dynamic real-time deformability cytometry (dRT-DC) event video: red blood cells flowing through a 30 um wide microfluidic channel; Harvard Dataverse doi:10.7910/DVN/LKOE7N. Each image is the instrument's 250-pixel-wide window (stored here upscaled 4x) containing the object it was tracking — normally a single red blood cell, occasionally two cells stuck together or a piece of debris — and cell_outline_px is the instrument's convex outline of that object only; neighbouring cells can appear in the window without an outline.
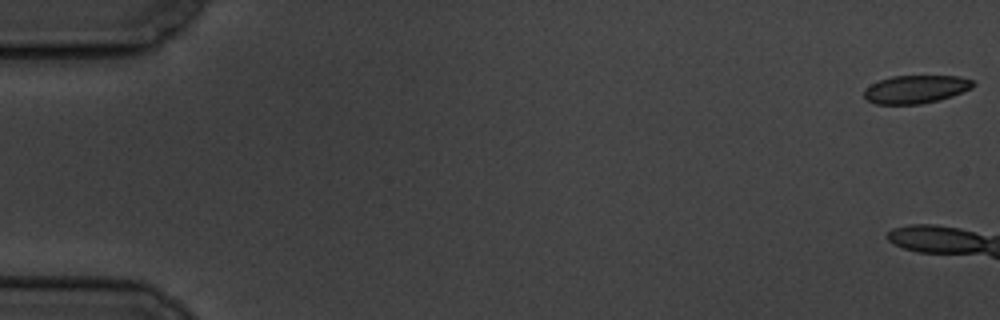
{"species": "common noctule bat (a hibernating species)", "species_latin": "Nyctalus noctula", "temperature_condition": "cold", "stored_images_in_passage": 7, "camera_frame_rate_fps": 3000, "um_per_image_px": 0.085, "animal": {"sex": "male", "body_mass_g": 19.5, "forearm_length_mm": 54.6}, "frame": {"image": 1, "passage_image": 1, "time_ms": 0.0, "image_size_px": [1000, 320], "cell_outline_px": [[976, 84], [972, 88], [952, 96], [940, 100], [920, 104], [876, 104], [868, 100], [864, 96], [864, 88], [880, 80], [892, 76], [960, 76], [972, 80]], "centroid_in_image_um": [77.86, 7.59], "position_along_channel_um": 7.1, "area_um2": 17.86}}